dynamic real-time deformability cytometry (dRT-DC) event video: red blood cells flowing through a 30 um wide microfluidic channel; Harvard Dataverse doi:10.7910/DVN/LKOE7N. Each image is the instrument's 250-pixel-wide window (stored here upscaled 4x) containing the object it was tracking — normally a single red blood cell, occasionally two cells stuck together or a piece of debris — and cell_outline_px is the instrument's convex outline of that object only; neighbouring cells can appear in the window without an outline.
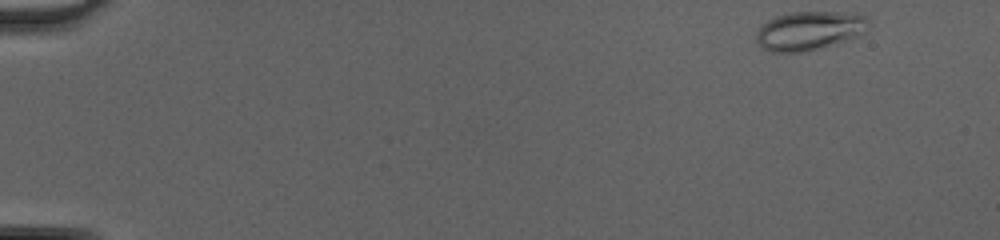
{"species": "common noctule bat (a hibernating species)", "species_latin": "Nyctalus noctula", "temperature_condition": "cold", "stored_images_in_passage": 46, "camera_frame_rate_fps": 3000, "um_per_image_px": 0.085, "animal": {"sex": "female", "body_mass_g": 20.0, "forearm_length_mm": 54.0}, "frame": {"image": 1, "passage_image": 1, "time_ms": 0.0, "image_size_px": [1000, 240], "cell_outline_px": [[868, 20], [864, 32], [848, 40], [804, 52], [768, 52], [760, 48], [756, 40], [756, 32], [768, 20], [776, 16], [792, 12], [852, 12], [864, 16]], "centroid_in_image_um": [68.75, 2.61], "position_along_channel_um": 16.3, "area_um2": 25.37}}
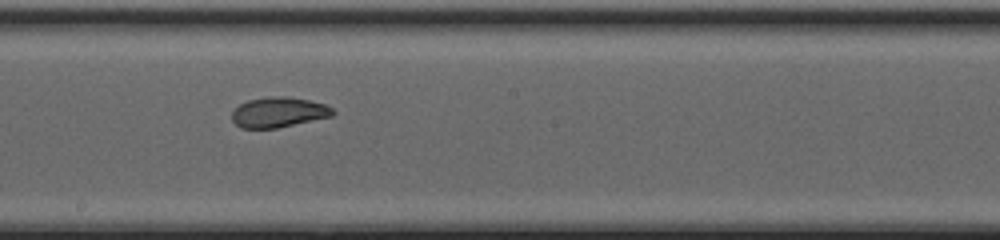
{"frame": {"image": 2, "passage_image": 26, "time_ms": 8.333, "image_size_px": [1000, 240], "cell_outline_px": [[336, 112], [332, 116], [276, 128], [240, 128], [232, 120], [232, 112], [240, 104], [248, 100], [268, 96], [288, 96], [308, 100], [324, 104], [332, 108]], "centroid_in_image_um": [23.67, 9.53], "position_along_channel_um": 224.5, "area_um2": 17.69}}
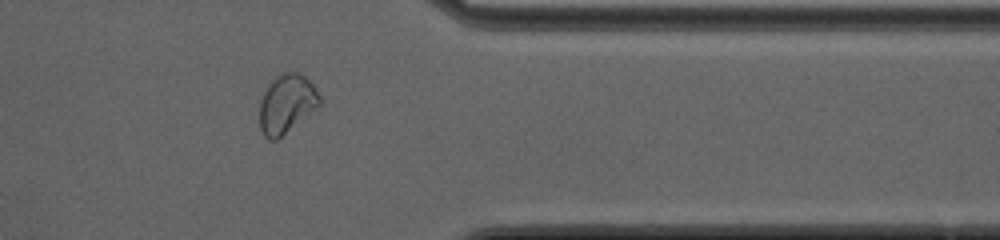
{"frame": {"image": 3, "passage_image": 38, "time_ms": 12.333, "image_size_px": [1000, 240], "cell_outline_px": [[320, 104], [316, 108], [276, 140], [268, 140], [264, 136], [260, 128], [260, 100], [268, 84], [276, 76], [284, 72], [300, 72], [312, 84], [320, 96]], "centroid_in_image_um": [24.34, 8.81], "position_along_channel_um": 387.1, "area_um2": 20.29}, "authors_computed_cell_mechanics": {"area_um2": 20.7791, "velocity_mm_per_s": 4.2532, "shape_relaxation_time_tau1_ms": null, "shape_relaxation_time_tau2_ms": 1.3623, "deformation_change_tau1": null, "deformation_change_tau2": 0.0416}}